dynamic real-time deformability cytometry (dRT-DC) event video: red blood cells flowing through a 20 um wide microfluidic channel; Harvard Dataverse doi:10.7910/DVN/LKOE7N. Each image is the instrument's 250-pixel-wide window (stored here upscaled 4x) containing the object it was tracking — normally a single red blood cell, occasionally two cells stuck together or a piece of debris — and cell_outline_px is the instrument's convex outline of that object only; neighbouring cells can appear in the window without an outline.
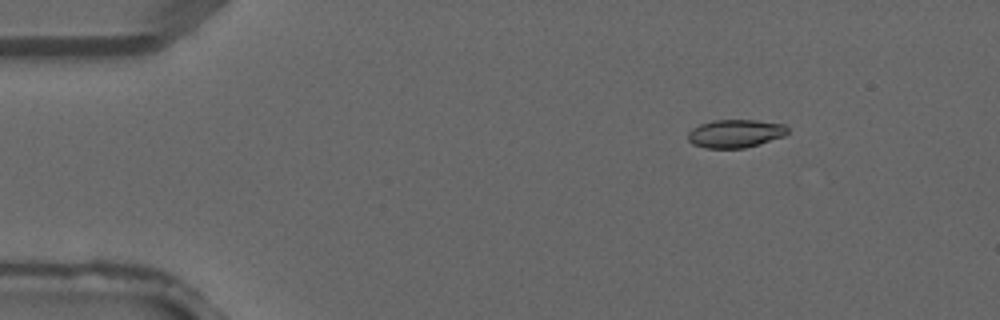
{"species": "common noctule bat (a hibernating species)", "species_latin": "Nyctalus noctula", "temperature_condition": "warm", "stored_images_in_passage": 3, "camera_frame_rate_fps": 3000, "um_per_image_px": 0.085, "animal": {"sex": "male", "forearm_length_mm": 52.5}, "frame": {"image": 1, "passage_image": 1, "time_ms": 0.0, "image_size_px": [1000, 320], "cell_outline_px": [[788, 132], [784, 136], [760, 144], [744, 148], [704, 148], [692, 144], [688, 140], [688, 132], [692, 128], [700, 124], [712, 120], [756, 120], [784, 124], [788, 128]], "centroid_in_image_um": [62.49, 11.35], "position_along_channel_um": 22.5, "area_um2": 16.47}}
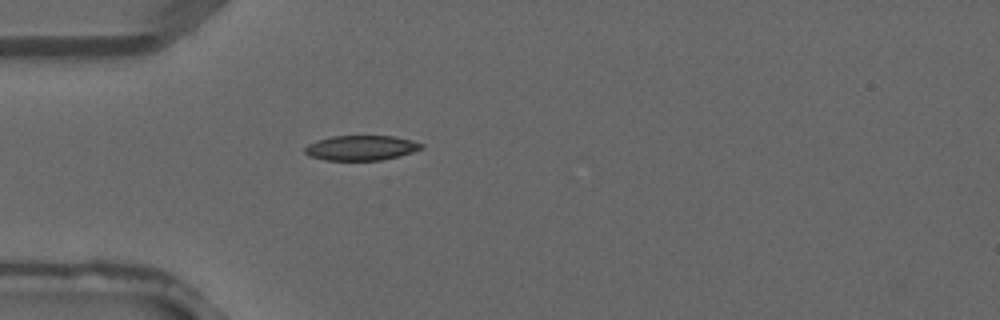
{"frame": {"image": 2, "passage_image": 3, "time_ms": 0.667, "image_size_px": [1000, 320], "cell_outline_px": [[424, 148], [400, 156], [380, 160], [324, 160], [308, 156], [304, 152], [304, 148], [308, 144], [316, 140], [332, 136], [392, 136], [412, 140], [424, 144]], "centroid_in_image_um": [30.68, 12.57], "position_along_channel_um": 54.3, "area_um2": 17.05}}